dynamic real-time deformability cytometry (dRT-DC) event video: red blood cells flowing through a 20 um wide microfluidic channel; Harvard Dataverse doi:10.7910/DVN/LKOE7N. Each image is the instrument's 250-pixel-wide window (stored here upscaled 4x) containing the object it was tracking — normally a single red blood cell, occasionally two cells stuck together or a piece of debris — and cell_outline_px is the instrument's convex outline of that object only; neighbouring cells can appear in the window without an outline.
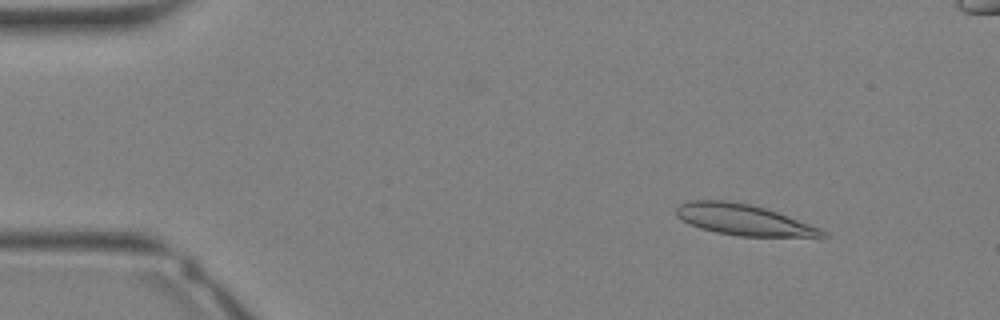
{"species": "Egyptian fruit bat (a non-hibernating species)", "species_latin": "Rousettus aegyptiacus", "temperature_condition": "warm", "stored_images_in_passage": 34, "camera_frame_rate_fps": 3000, "um_per_image_px": 0.085, "animal": {"sex": "female"}, "frame": {"image": 1, "passage_image": 4, "time_ms": 1.0, "image_size_px": [1000, 320], "cell_outline_px": [[828, 236], [740, 236], [716, 232], [700, 228], [676, 216], [676, 208], [680, 204], [688, 200], [728, 200], [748, 204], [764, 208], [776, 212], [820, 228]], "centroid_in_image_um": [63.13, 18.66], "position_along_channel_um": 21.9, "area_um2": 25.72}}
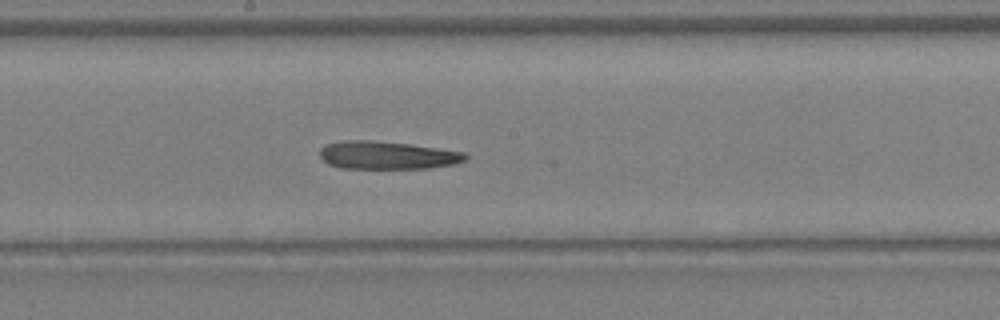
{"frame": {"image": 2, "passage_image": 18, "time_ms": 5.667, "image_size_px": [1000, 320], "cell_outline_px": [[468, 156], [464, 160], [452, 164], [428, 168], [340, 168], [328, 164], [320, 156], [320, 148], [328, 144], [344, 140], [372, 140], [408, 144], [464, 152]], "centroid_in_image_um": [32.87, 13.19], "position_along_channel_um": 215.3, "area_um2": 23.41}}
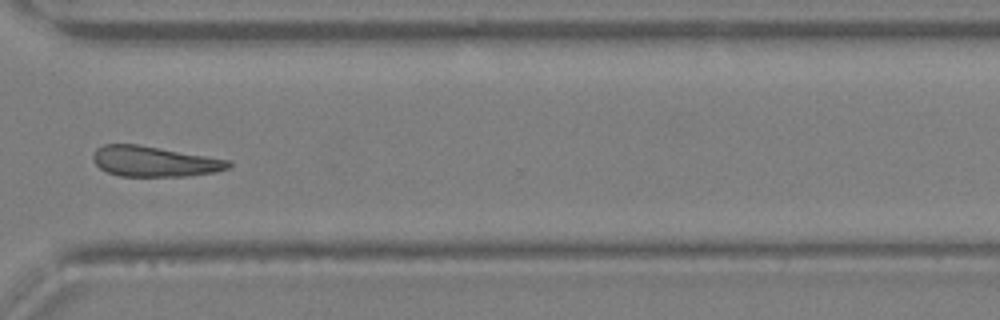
{"frame": {"image": 3, "passage_image": 25, "time_ms": 8.0, "image_size_px": [1000, 320], "cell_outline_px": [[232, 164], [228, 168], [216, 172], [188, 176], [120, 176], [108, 172], [100, 168], [96, 164], [92, 156], [96, 148], [104, 144], [136, 144], [232, 160]], "centroid_in_image_um": [13.14, 13.72], "position_along_channel_um": 357.5, "area_um2": 23.99}}